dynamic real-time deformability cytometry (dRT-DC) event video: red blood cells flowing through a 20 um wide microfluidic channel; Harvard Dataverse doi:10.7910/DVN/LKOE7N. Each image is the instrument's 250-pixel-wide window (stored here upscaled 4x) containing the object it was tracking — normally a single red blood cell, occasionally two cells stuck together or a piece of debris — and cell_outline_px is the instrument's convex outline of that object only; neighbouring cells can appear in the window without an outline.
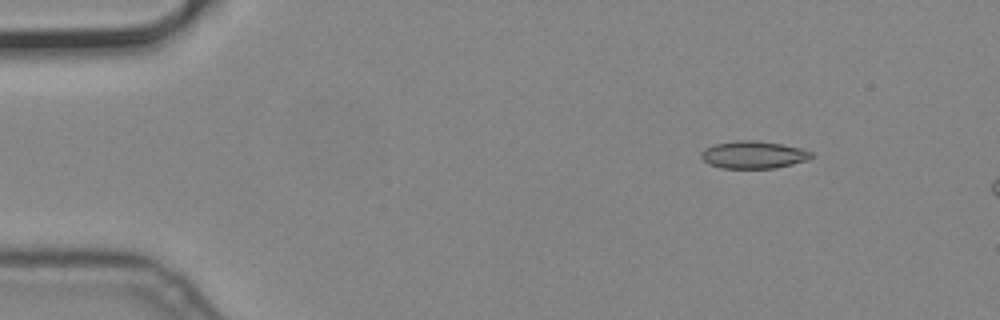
{"species": "common noctule bat (a hibernating species)", "species_latin": "Nyctalus noctula", "temperature_condition": "cold", "stored_images_in_passage": 5, "camera_frame_rate_fps": 3000, "um_per_image_px": 0.085, "animal": {"sex": "male", "body_mass_g": 19.2, "forearm_length_mm": 51.8}, "frame": {"image": 1, "passage_image": 2, "time_ms": 0.333, "image_size_px": [1000, 320], "cell_outline_px": [[812, 156], [808, 160], [776, 168], [724, 168], [708, 164], [700, 156], [700, 152], [704, 148], [712, 144], [736, 140], [756, 140], [780, 144], [800, 148], [812, 152]], "centroid_in_image_um": [64.0, 13.15], "position_along_channel_um": 21.0, "area_um2": 17.69}}